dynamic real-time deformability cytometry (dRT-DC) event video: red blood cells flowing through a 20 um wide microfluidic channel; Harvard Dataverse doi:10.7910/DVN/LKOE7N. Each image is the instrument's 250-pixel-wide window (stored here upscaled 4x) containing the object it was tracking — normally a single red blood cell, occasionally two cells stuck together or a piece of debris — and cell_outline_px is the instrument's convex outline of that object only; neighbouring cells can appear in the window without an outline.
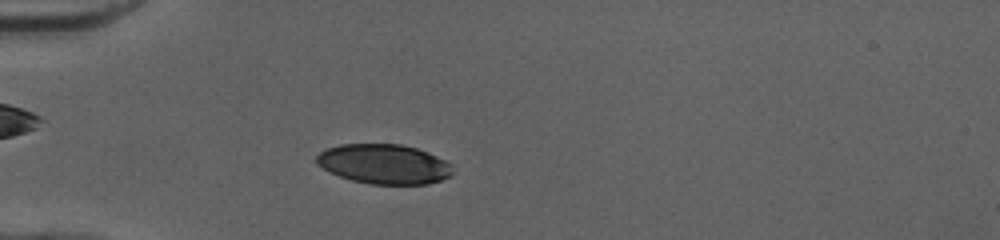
{"species": "human", "species_latin": "Homo sapiens", "temperature_condition": "cold", "stored_images_in_passage": 36, "camera_frame_rate_fps": 3000, "um_per_image_px": 0.085, "donor": {"sex": "female"}, "frame": {"image": 1, "passage_image": 7, "time_ms": 2.0, "image_size_px": [1000, 240], "cell_outline_px": [[452, 176], [428, 184], [368, 184], [352, 180], [340, 176], [316, 164], [316, 156], [320, 152], [328, 148], [340, 144], [400, 144], [416, 148], [436, 156], [452, 164]], "centroid_in_image_um": [32.65, 13.95], "position_along_channel_um": 52.3, "area_um2": 31.39}}
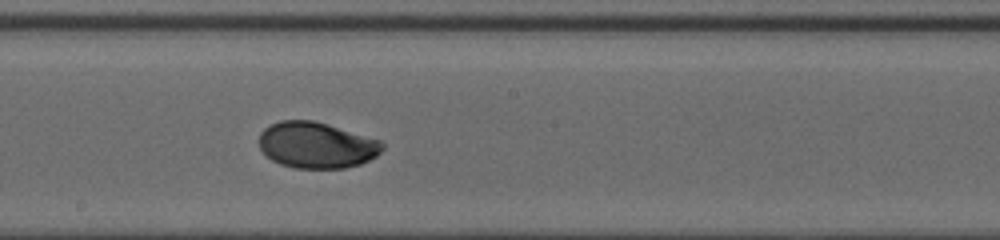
{"frame": {"image": 2, "passage_image": 21, "time_ms": 6.667, "image_size_px": [1000, 240], "cell_outline_px": [[384, 148], [376, 156], [360, 164], [344, 168], [296, 168], [280, 164], [272, 160], [260, 148], [260, 132], [264, 128], [280, 120], [312, 120], [328, 124], [380, 140], [384, 144]], "centroid_in_image_um": [26.91, 12.33], "position_along_channel_um": 221.3, "area_um2": 33.0}}
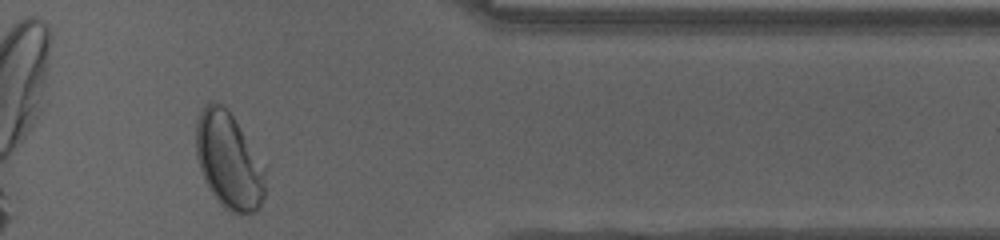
{"frame": {"image": 3, "passage_image": 35, "time_ms": 11.333, "image_size_px": [1000, 240], "cell_outline_px": [[264, 196], [256, 212], [232, 212], [224, 208], [220, 204], [208, 188], [200, 168], [196, 156], [196, 120], [204, 104], [208, 100], [212, 100], [224, 104], [232, 116], [264, 168]], "centroid_in_image_um": [19.39, 13.63], "position_along_channel_um": 392.0, "area_um2": 38.26}, "authors_computed_cell_mechanics": {"area_um2": 32.9749, "velocity_mm_per_s": 3.9847, "shape_relaxation_time_tau1_ms": 2.674, "shape_relaxation_time_tau2_ms": null, "deformation_change_tau1": 0.1157, "deformation_change_tau2": null}}